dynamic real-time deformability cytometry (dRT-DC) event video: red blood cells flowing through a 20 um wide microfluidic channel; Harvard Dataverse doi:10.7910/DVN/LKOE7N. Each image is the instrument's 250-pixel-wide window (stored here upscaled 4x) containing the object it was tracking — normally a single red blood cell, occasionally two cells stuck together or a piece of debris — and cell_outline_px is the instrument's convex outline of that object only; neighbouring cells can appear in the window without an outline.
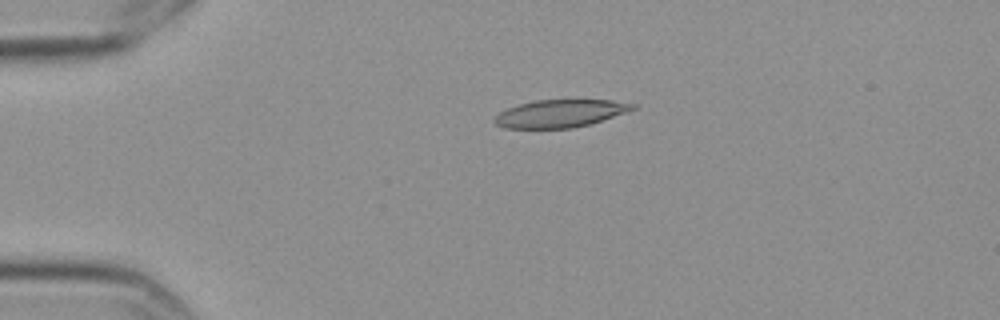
{"species": "Egyptian fruit bat (a non-hibernating species)", "species_latin": "Rousettus aegyptiacus", "temperature_condition": "cold", "stored_images_in_passage": 7, "camera_frame_rate_fps": 3000, "um_per_image_px": 0.085, "frame": {"image": 1, "passage_image": 4, "time_ms": 1.0, "image_size_px": [1000, 320], "cell_outline_px": [[636, 108], [628, 112], [592, 124], [572, 128], [504, 128], [496, 124], [492, 120], [500, 112], [508, 108], [520, 104], [536, 100], [612, 100], [636, 104]], "centroid_in_image_um": [47.65, 9.65], "position_along_channel_um": 37.3, "area_um2": 22.31}}
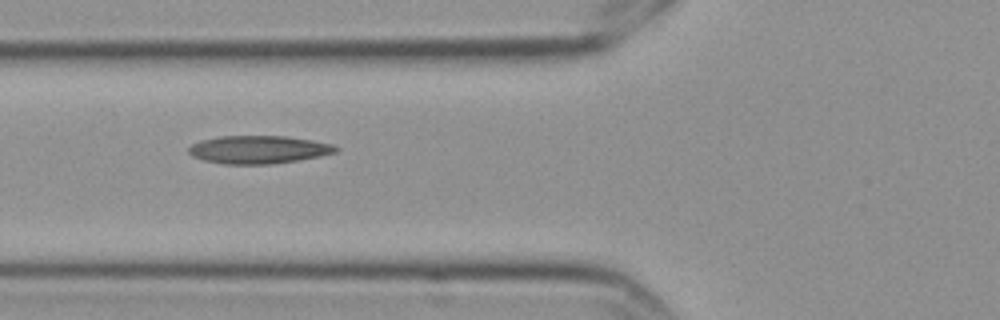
{"frame": {"image": 2, "passage_image": 6, "time_ms": 1.667, "image_size_px": [1000, 320], "cell_outline_px": [[340, 148], [336, 152], [320, 156], [272, 164], [224, 164], [204, 160], [192, 156], [188, 152], [188, 148], [192, 144], [200, 140], [220, 136], [284, 136], [312, 140], [332, 144]], "centroid_in_image_um": [21.96, 12.71], "position_along_channel_um": 103.8, "area_um2": 23.93}}
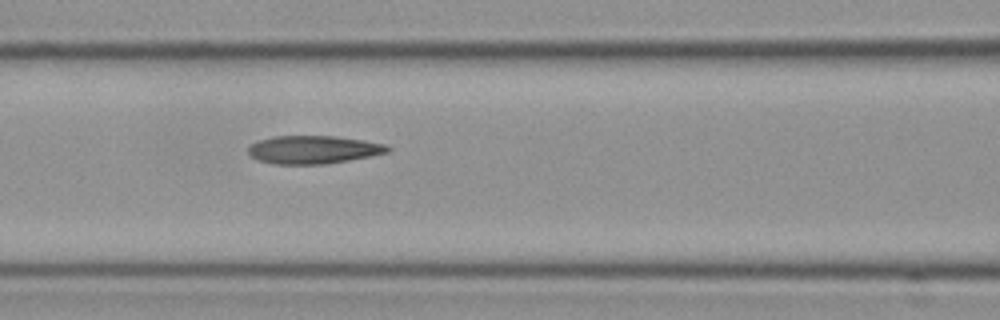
{"frame": {"image": 3, "passage_image": 7, "time_ms": 2.0, "image_size_px": [1000, 320], "cell_outline_px": [[392, 148], [388, 152], [348, 160], [324, 164], [272, 164], [256, 160], [248, 152], [248, 148], [252, 144], [260, 140], [276, 136], [332, 136], [364, 140], [384, 144]], "centroid_in_image_um": [26.61, 12.72], "position_along_channel_um": 140.0, "area_um2": 22.6}}